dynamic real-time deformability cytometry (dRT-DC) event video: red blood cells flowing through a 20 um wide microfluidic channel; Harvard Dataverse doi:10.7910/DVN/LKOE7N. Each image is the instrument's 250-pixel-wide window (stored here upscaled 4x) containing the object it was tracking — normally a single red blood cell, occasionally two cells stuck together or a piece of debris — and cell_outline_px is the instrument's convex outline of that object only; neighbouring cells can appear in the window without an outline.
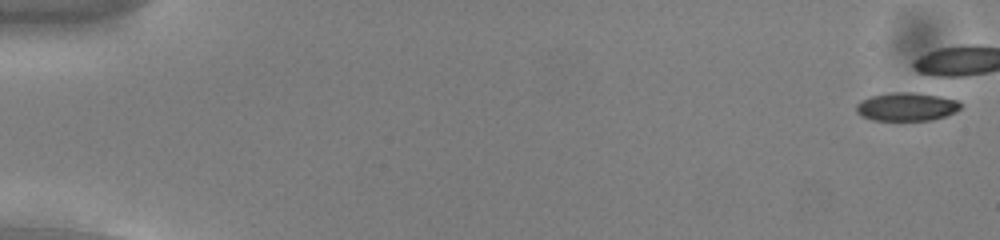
{"species": "common noctule bat (a hibernating species)", "species_latin": "Nyctalus noctula", "temperature_condition": "cold", "stored_images_in_passage": 10, "camera_frame_rate_fps": 3000, "um_per_image_px": 0.085, "animal": {"sex": "male", "body_mass_g": 13.0, "forearm_length_mm": 53.1}, "frame": {"image": 1, "passage_image": 2, "time_ms": 0.333, "image_size_px": [1000, 240], "cell_outline_px": [[960, 108], [956, 112], [932, 120], [872, 120], [860, 116], [856, 112], [856, 104], [860, 100], [872, 96], [888, 92], [912, 92], [940, 96], [956, 100], [960, 104]], "centroid_in_image_um": [77.01, 9.07], "position_along_channel_um": 8.0, "area_um2": 17.28}}